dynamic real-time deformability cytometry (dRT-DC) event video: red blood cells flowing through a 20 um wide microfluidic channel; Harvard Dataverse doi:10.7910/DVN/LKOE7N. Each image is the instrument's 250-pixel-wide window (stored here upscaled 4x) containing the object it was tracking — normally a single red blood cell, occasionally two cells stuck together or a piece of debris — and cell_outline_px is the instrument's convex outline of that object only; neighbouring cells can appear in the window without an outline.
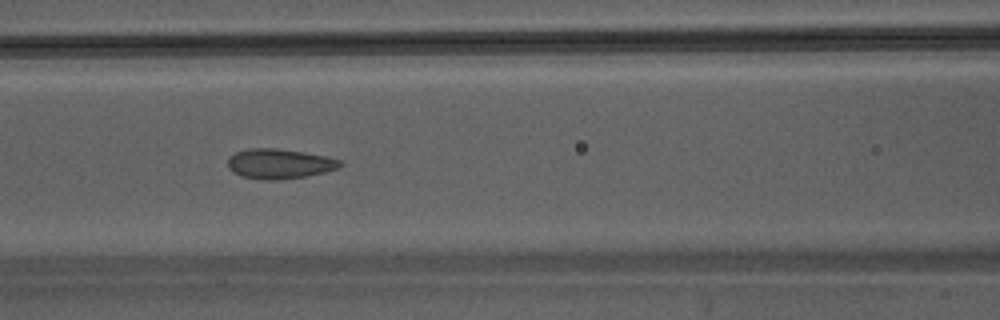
{"species": "Egyptian fruit bat (a non-hibernating species)", "species_latin": "Rousettus aegyptiacus", "temperature_condition": "warm", "stored_images_in_passage": 46, "camera_frame_rate_fps": 3000, "um_per_image_px": 0.085, "animal": {"sex": "male"}, "frame": {"image": 1, "passage_image": 21, "time_ms": 6.667, "image_size_px": [1000, 320], "cell_outline_px": [[344, 164], [336, 168], [324, 172], [304, 176], [276, 180], [264, 180], [244, 176], [232, 172], [228, 168], [228, 160], [236, 152], [248, 148], [276, 148], [304, 152], [328, 156], [340, 160]], "centroid_in_image_um": [23.75, 13.91], "position_along_channel_um": 142.8, "area_um2": 19.42}}
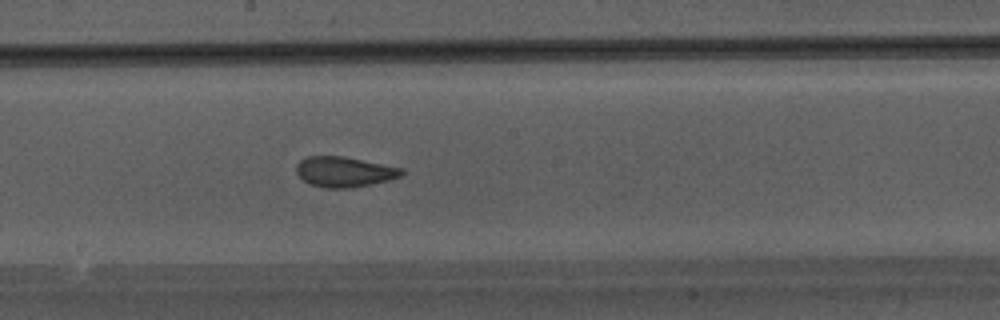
{"frame": {"image": 2, "passage_image": 26, "time_ms": 8.333, "image_size_px": [1000, 320], "cell_outline_px": [[404, 172], [400, 176], [388, 180], [348, 188], [324, 188], [308, 184], [296, 172], [296, 164], [300, 160], [308, 156], [344, 156], [404, 168]], "centroid_in_image_um": [29.24, 14.59], "position_along_channel_um": 219.0, "area_um2": 18.55}}
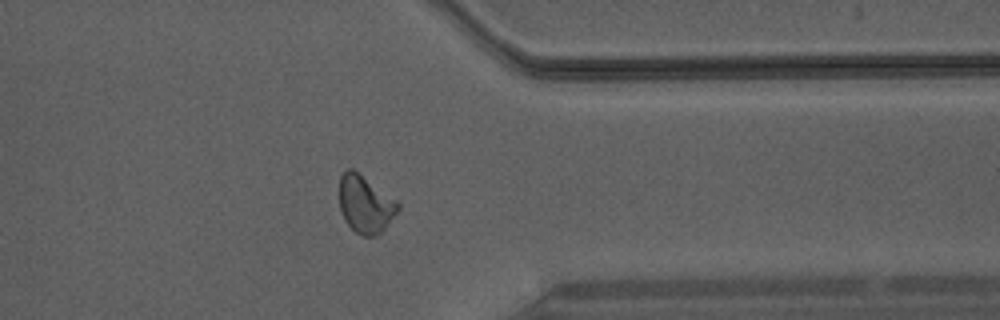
{"frame": {"image": 3, "passage_image": 37, "time_ms": 12.0, "image_size_px": [1000, 320], "cell_outline_px": [[400, 208], [384, 228], [376, 236], [360, 236], [344, 220], [340, 208], [340, 176], [348, 168], [352, 168], [396, 200], [400, 204]], "centroid_in_image_um": [31.04, 17.37], "position_along_channel_um": 380.4, "area_um2": 19.31}}